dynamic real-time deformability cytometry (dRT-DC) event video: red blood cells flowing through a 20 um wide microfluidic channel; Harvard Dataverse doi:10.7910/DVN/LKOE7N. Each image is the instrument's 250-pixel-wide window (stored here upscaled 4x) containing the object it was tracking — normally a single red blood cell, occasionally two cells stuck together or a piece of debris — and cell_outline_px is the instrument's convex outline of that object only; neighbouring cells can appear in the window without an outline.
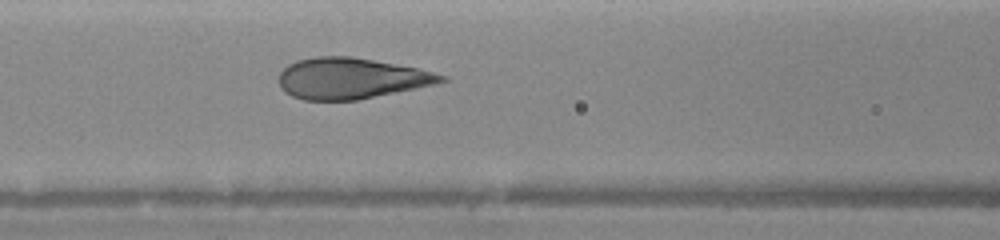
{"species": "human", "species_latin": "Homo sapiens", "temperature_condition": "warm", "stored_images_in_passage": 14, "camera_frame_rate_fps": 3000, "um_per_image_px": 0.085, "donor": {"sex": "female"}, "frame": {"image": 1, "passage_image": 13, "time_ms": 4.667, "image_size_px": [1000, 240], "cell_outline_px": [[448, 80], [436, 84], [356, 100], [304, 100], [292, 96], [284, 92], [280, 88], [276, 80], [280, 72], [288, 64], [296, 60], [316, 56], [352, 56], [416, 68], [448, 76]], "centroid_in_image_um": [29.78, 6.66], "position_along_channel_um": 136.8, "area_um2": 38.84}}